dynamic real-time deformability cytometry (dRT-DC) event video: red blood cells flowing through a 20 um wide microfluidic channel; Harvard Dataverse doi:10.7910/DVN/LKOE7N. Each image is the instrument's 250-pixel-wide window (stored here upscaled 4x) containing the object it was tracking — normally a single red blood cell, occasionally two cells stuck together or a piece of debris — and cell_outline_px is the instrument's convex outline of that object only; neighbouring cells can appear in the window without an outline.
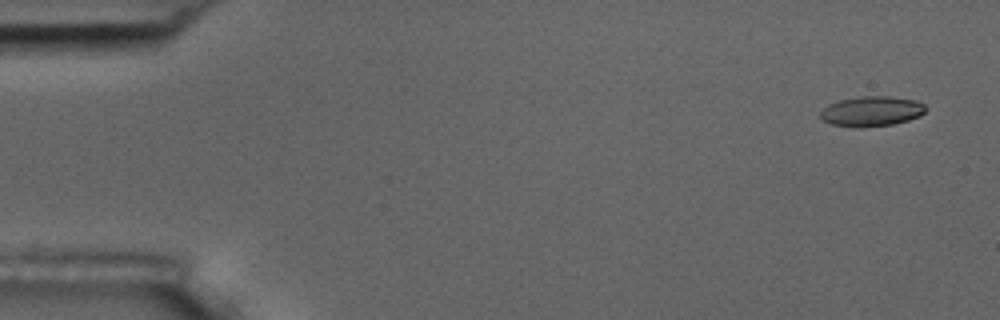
{"species": "common noctule bat (a hibernating species)", "species_latin": "Nyctalus noctula", "temperature_condition": "room temperature", "stored_images_in_passage": 5, "camera_frame_rate_fps": 3000, "um_per_image_px": 0.085, "animal": {"sex": "male", "body_mass_g": 17.5, "forearm_length_mm": 52.3}, "frame": {"image": 1, "passage_image": 1, "time_ms": 0.0, "image_size_px": [1000, 320], "cell_outline_px": [[928, 108], [920, 116], [908, 120], [892, 124], [860, 128], [832, 124], [824, 120], [820, 116], [820, 112], [828, 104], [840, 100], [860, 96], [888, 96], [916, 100], [924, 104]], "centroid_in_image_um": [74.11, 9.45], "position_along_channel_um": 10.9, "area_um2": 18.44}}
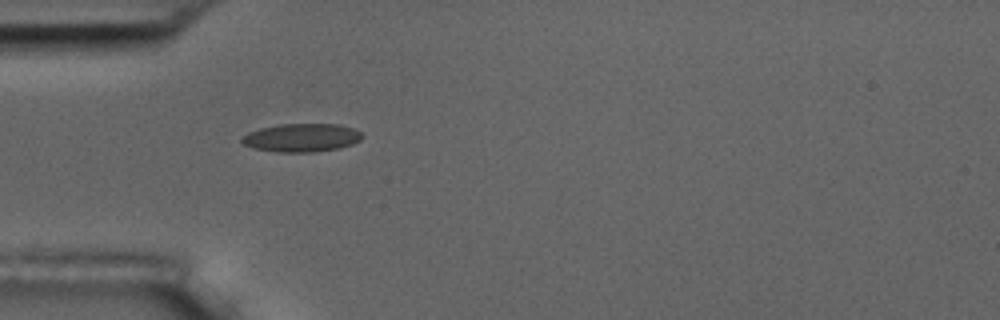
{"frame": {"image": 2, "passage_image": 5, "time_ms": 4.667, "image_size_px": [1000, 320], "cell_outline_px": [[364, 136], [360, 140], [352, 144], [340, 148], [312, 152], [280, 152], [252, 148], [244, 144], [240, 140], [248, 132], [260, 128], [280, 124], [340, 124], [352, 128], [360, 132]], "centroid_in_image_um": [25.64, 11.7], "position_along_channel_um": 59.4, "area_um2": 19.83}}